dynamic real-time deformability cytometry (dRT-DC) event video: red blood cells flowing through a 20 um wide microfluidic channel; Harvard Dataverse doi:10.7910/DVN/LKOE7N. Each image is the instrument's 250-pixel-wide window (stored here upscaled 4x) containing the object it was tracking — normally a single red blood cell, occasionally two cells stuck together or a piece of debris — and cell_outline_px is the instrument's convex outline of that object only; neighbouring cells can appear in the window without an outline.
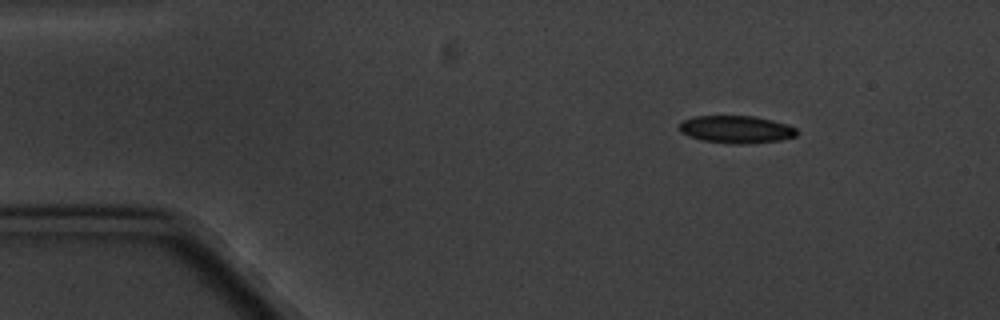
{"species": "common noctule bat (a hibernating species)", "species_latin": "Nyctalus noctula", "temperature_condition": "cold", "stored_images_in_passage": 3, "camera_frame_rate_fps": 3000, "um_per_image_px": 0.085, "animal": {"sex": "male", "body_mass_g": 20.1, "forearm_length_mm": 53.5}, "frame": {"image": 1, "passage_image": 1, "time_ms": 0.0, "image_size_px": [1000, 320], "cell_outline_px": [[800, 132], [796, 136], [780, 140], [748, 144], [732, 144], [700, 140], [688, 136], [680, 132], [680, 124], [684, 120], [692, 116], [752, 116], [772, 120], [788, 124], [796, 128]], "centroid_in_image_um": [62.6, 11.0], "position_along_channel_um": 22.4, "area_um2": 19.02}}
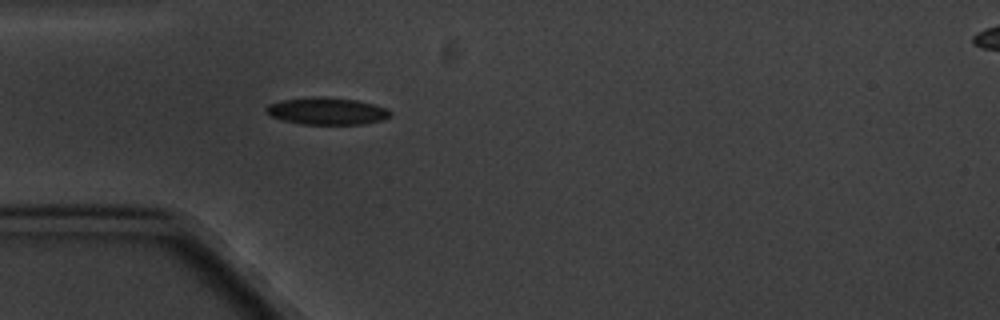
{"frame": {"image": 2, "passage_image": 3, "time_ms": 3.0, "image_size_px": [1000, 320], "cell_outline_px": [[392, 112], [388, 116], [380, 120], [364, 124], [304, 124], [284, 120], [272, 116], [264, 108], [268, 104], [280, 100], [324, 96], [356, 100], [388, 108]], "centroid_in_image_um": [27.79, 9.43], "position_along_channel_um": 57.2, "area_um2": 19.36}}